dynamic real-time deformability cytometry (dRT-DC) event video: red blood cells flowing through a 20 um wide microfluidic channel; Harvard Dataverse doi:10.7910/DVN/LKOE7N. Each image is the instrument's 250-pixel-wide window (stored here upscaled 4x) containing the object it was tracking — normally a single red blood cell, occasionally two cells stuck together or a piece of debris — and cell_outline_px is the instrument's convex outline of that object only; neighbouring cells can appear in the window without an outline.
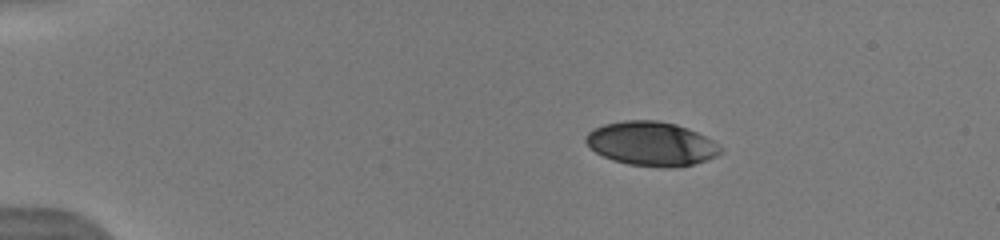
{"species": "human", "species_latin": "Homo sapiens", "temperature_condition": "warm", "stored_images_in_passage": 50, "camera_frame_rate_fps": 3000, "um_per_image_px": 0.085, "donor": {"sex": "male"}, "frame": {"image": 1, "passage_image": 1, "time_ms": 0.0, "image_size_px": [1000, 240], "cell_outline_px": [[724, 152], [708, 160], [692, 164], [672, 168], [664, 168], [628, 164], [612, 160], [596, 152], [584, 140], [588, 132], [592, 128], [604, 124], [624, 120], [656, 120], [676, 124], [688, 128], [712, 140], [724, 148]], "centroid_in_image_um": [55.39, 12.22], "position_along_channel_um": 29.6, "area_um2": 34.8}}
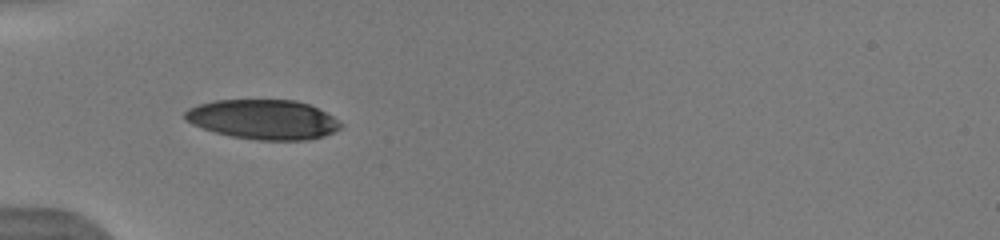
{"frame": {"image": 2, "passage_image": 10, "time_ms": 2.667, "image_size_px": [1000, 240], "cell_outline_px": [[344, 124], [340, 128], [324, 136], [308, 140], [256, 140], [232, 136], [216, 132], [192, 124], [184, 120], [184, 112], [188, 108], [200, 104], [216, 100], [296, 100], [308, 104], [332, 116]], "centroid_in_image_um": [22.37, 10.15], "position_along_channel_um": 62.6, "area_um2": 35.84}}
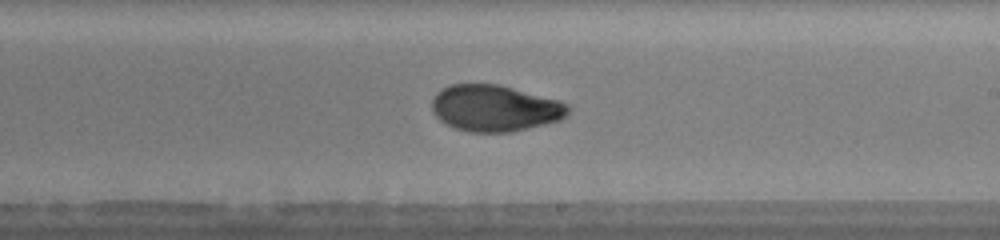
{"frame": {"image": 3, "passage_image": 24, "time_ms": 7.333, "image_size_px": [1000, 240], "cell_outline_px": [[568, 112], [560, 120], [544, 124], [508, 132], [468, 132], [456, 128], [440, 120], [432, 112], [432, 100], [436, 92], [448, 84], [500, 84], [560, 100], [568, 104]], "centroid_in_image_um": [42.04, 9.18], "position_along_channel_um": 247.0, "area_um2": 36.82}, "authors_computed_cell_mechanics": {"area_um2": 36.2695, "velocity_mm_per_s": 4.0987, "shape_relaxation_time_tau1_ms": 4.3513, "shape_relaxation_time_tau2_ms": 1.2211, "deformation_change_tau1": 0.1891, "deformation_change_tau2": 0.0505}}